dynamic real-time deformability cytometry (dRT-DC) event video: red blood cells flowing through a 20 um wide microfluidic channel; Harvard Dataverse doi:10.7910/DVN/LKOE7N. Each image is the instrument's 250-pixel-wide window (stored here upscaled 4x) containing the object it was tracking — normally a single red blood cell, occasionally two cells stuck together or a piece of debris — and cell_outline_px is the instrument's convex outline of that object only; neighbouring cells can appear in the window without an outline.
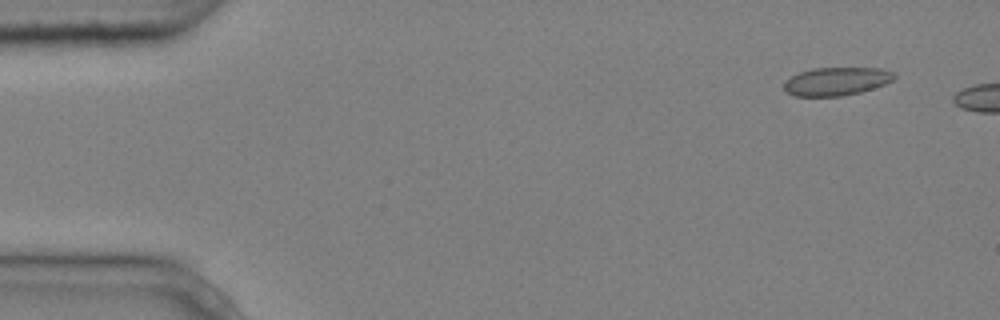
{"species": "common noctule bat (a hibernating species)", "species_latin": "Nyctalus noctula", "temperature_condition": "cold", "stored_images_in_passage": 7, "camera_frame_rate_fps": 3000, "um_per_image_px": 0.085, "animal": {"sex": "male", "body_mass_g": 20.4}, "frame": {"image": 1, "passage_image": 1, "time_ms": 0.0, "image_size_px": [1000, 320], "cell_outline_px": [[896, 76], [892, 80], [884, 84], [860, 92], [840, 96], [796, 96], [788, 92], [784, 88], [784, 80], [800, 72], [812, 68], [880, 68], [896, 72]], "centroid_in_image_um": [71.1, 6.9], "position_along_channel_um": 13.9, "area_um2": 18.03}}
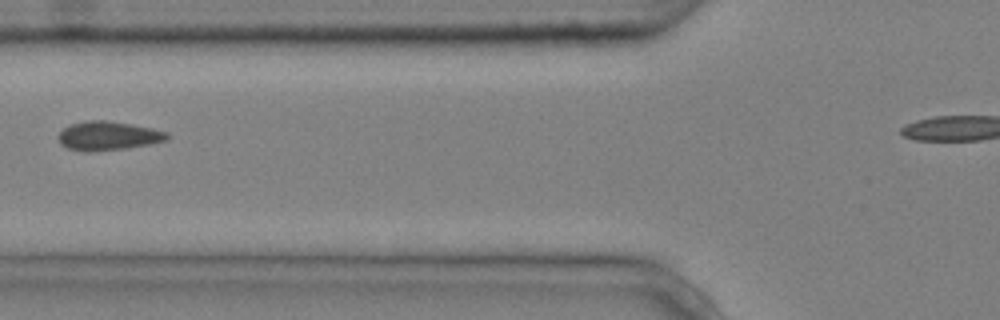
{"frame": {"image": 2, "passage_image": 6, "time_ms": 1.667, "image_size_px": [1000, 320], "cell_outline_px": [[168, 136], [164, 140], [148, 144], [124, 148], [88, 152], [84, 152], [68, 148], [60, 144], [56, 136], [64, 128], [72, 124], [88, 120], [104, 120], [132, 124], [152, 128], [168, 132]], "centroid_in_image_um": [9.13, 11.54], "position_along_channel_um": 116.7, "area_um2": 18.15}}